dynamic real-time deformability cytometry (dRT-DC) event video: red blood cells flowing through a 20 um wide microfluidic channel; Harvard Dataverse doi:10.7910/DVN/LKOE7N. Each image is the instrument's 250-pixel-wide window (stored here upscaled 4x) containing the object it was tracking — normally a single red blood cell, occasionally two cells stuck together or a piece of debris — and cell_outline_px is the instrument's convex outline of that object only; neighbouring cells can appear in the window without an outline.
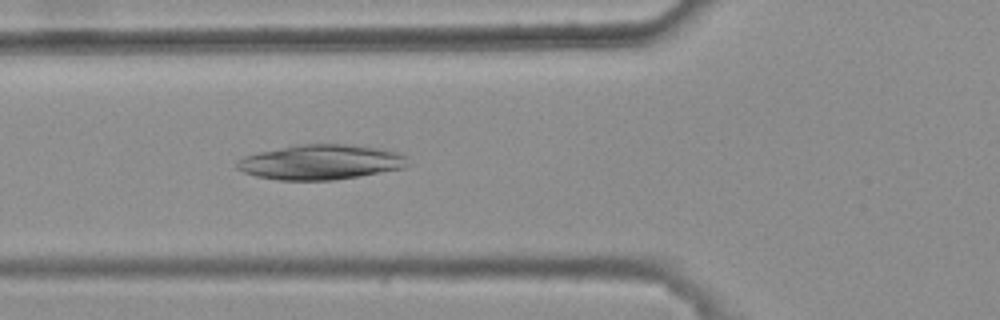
{"species": "common noctule bat (a hibernating species)", "species_latin": "Nyctalus noctula", "temperature_condition": "warm", "stored_images_in_passage": 6, "camera_frame_rate_fps": 3000, "um_per_image_px": 0.085, "animal": {"sex": "female", "body_mass_g": 25.1}, "frame": {"image": 1, "passage_image": 6, "time_ms": 1.667, "image_size_px": [1000, 320], "cell_outline_px": [[408, 164], [404, 168], [360, 176], [336, 180], [276, 180], [256, 176], [244, 172], [236, 168], [236, 164], [244, 156], [260, 152], [296, 144], [344, 144], [384, 148], [400, 152], [408, 156]], "centroid_in_image_um": [27.32, 13.78], "position_along_channel_um": 98.5, "area_um2": 35.08}}